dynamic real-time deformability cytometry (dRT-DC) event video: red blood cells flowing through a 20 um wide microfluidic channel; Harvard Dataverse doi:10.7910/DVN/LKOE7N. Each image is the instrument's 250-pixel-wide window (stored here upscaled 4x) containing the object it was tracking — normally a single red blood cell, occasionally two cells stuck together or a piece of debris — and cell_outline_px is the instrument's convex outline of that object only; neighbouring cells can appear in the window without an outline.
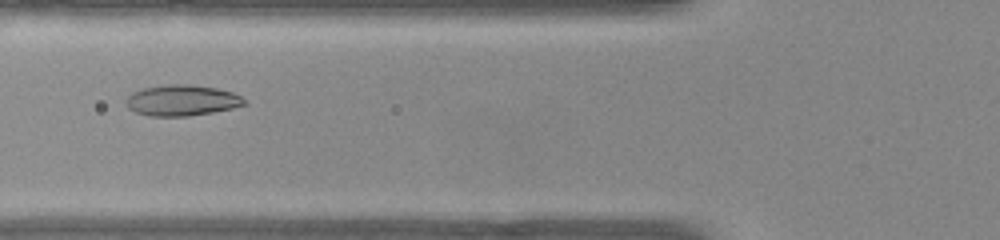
{"species": "common noctule bat (a hibernating species)", "species_latin": "Nyctalus noctula", "temperature_condition": "warm", "stored_images_in_passage": 30, "camera_frame_rate_fps": 3000, "um_per_image_px": 0.085, "animal": {"sex": "female", "body_mass_g": 22.0, "forearm_length_mm": 56.7}, "frame": {"image": 1, "passage_image": 7, "time_ms": 2.0, "image_size_px": [1000, 240], "cell_outline_px": [[248, 104], [232, 108], [212, 112], [188, 116], [148, 116], [136, 112], [128, 108], [124, 100], [132, 92], [144, 88], [168, 84], [188, 84], [216, 88], [232, 92], [240, 96]], "centroid_in_image_um": [15.43, 8.53], "position_along_channel_um": 110.4, "area_um2": 21.27}}
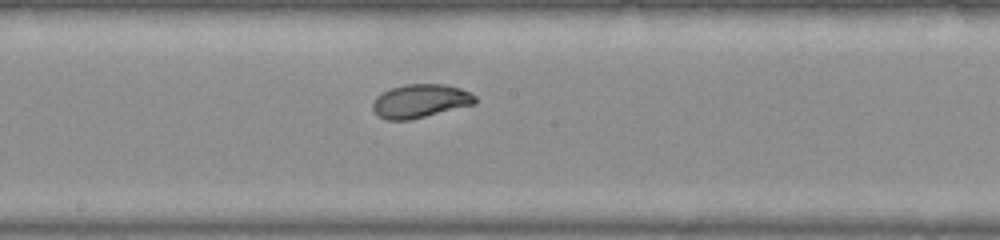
{"frame": {"image": 2, "passage_image": 15, "time_ms": 4.667, "image_size_px": [1000, 240], "cell_outline_px": [[476, 104], [408, 120], [388, 120], [380, 116], [372, 108], [372, 104], [376, 96], [392, 88], [404, 84], [444, 84], [460, 88], [476, 96]], "centroid_in_image_um": [35.74, 8.58], "position_along_channel_um": 212.5, "area_um2": 19.83}}
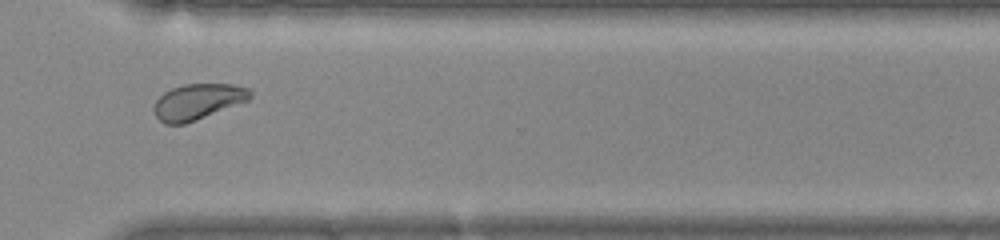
{"frame": {"image": 3, "passage_image": 26, "time_ms": 8.333, "image_size_px": [1000, 240], "cell_outline_px": [[252, 96], [248, 100], [184, 124], [164, 124], [156, 116], [152, 108], [156, 100], [164, 92], [172, 88], [184, 84], [232, 84], [248, 88], [252, 92]], "centroid_in_image_um": [16.78, 8.63], "position_along_channel_um": 353.8, "area_um2": 19.83}, "authors_computed_cell_mechanics": {"area_um2": 19.941, "velocity_mm_per_s": 3.8457, "shape_relaxation_time_tau1_ms": 5.1535, "shape_relaxation_time_tau2_ms": 1.1, "deformation_change_tau1": 0.1346, "deformation_change_tau2": 0.0457}}